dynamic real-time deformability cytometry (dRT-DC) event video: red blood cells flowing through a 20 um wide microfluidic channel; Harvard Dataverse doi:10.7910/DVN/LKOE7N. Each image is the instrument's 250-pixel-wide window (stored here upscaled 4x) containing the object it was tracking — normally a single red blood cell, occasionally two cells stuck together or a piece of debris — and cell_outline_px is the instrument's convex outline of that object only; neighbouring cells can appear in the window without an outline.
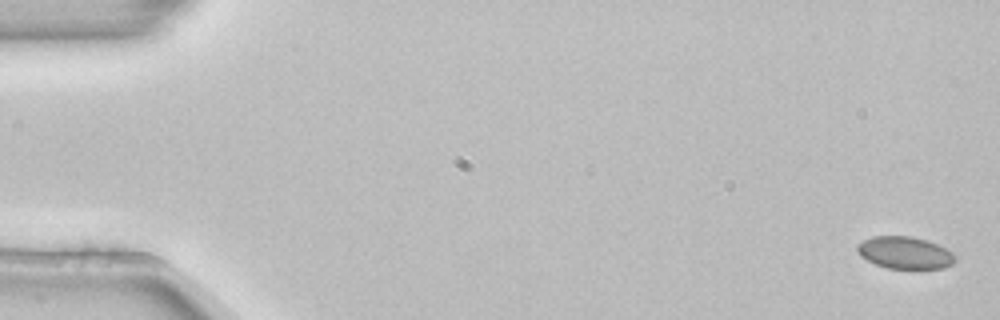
{"species": "common noctule bat (a hibernating species)", "species_latin": "Nyctalus noctula", "temperature_condition": "room temperature", "stored_images_in_passage": 5, "camera_frame_rate_fps": 3000, "um_per_image_px": 0.085, "animal": {"sex": "female", "body_mass_g": 22.7, "forearm_length_mm": 54.2}, "frame": {"image": 1, "passage_image": 1, "time_ms": 0.0, "image_size_px": [1000, 320], "cell_outline_px": [[956, 260], [952, 264], [944, 268], [888, 268], [876, 264], [860, 256], [856, 252], [856, 244], [872, 236], [912, 236], [936, 244], [952, 252], [956, 256]], "centroid_in_image_um": [76.89, 21.47], "position_along_channel_um": 8.1, "area_um2": 18.26}}
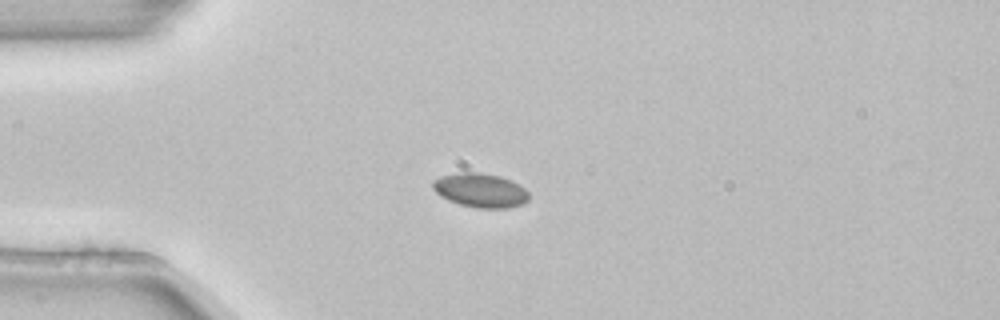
{"frame": {"image": 2, "passage_image": 4, "time_ms": 1.0, "image_size_px": [1000, 320], "cell_outline_px": [[528, 200], [524, 204], [508, 208], [476, 208], [460, 204], [448, 200], [440, 196], [432, 188], [432, 180], [440, 176], [460, 172], [480, 172], [500, 176], [520, 184], [528, 192]], "centroid_in_image_um": [40.83, 16.17], "position_along_channel_um": 44.2, "area_um2": 19.31}}